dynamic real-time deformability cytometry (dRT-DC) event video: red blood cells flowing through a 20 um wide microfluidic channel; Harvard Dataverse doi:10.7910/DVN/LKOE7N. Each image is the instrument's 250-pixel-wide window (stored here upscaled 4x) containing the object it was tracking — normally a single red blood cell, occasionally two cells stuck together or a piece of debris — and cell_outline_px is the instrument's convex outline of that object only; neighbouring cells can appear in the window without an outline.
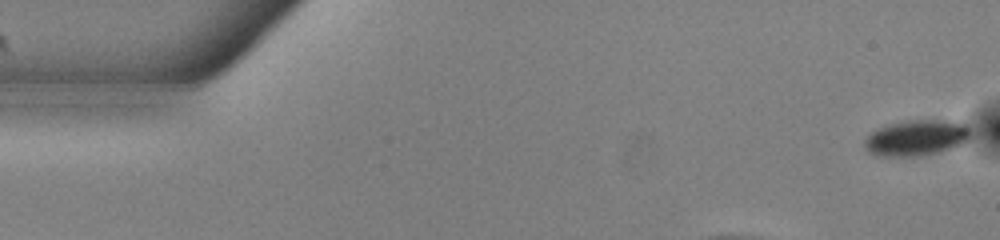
{"species": "common noctule bat (a hibernating species)", "species_latin": "Nyctalus noctula", "temperature_condition": "warm", "stored_images_in_passage": 32, "camera_frame_rate_fps": 3000, "um_per_image_px": 0.085, "animal": {"sex": "male", "body_mass_g": 13.0, "forearm_length_mm": 53.1}, "frame": {"image": 1, "passage_image": 1, "time_ms": 0.0, "image_size_px": [1000, 240], "cell_outline_px": [[972, 140], [964, 144], [936, 152], [920, 156], [876, 156], [868, 152], [864, 144], [864, 140], [872, 132], [888, 124], [908, 120], [964, 120], [968, 124], [972, 132]], "centroid_in_image_um": [78.0, 11.7], "position_along_channel_um": 7.0, "area_um2": 22.66}}
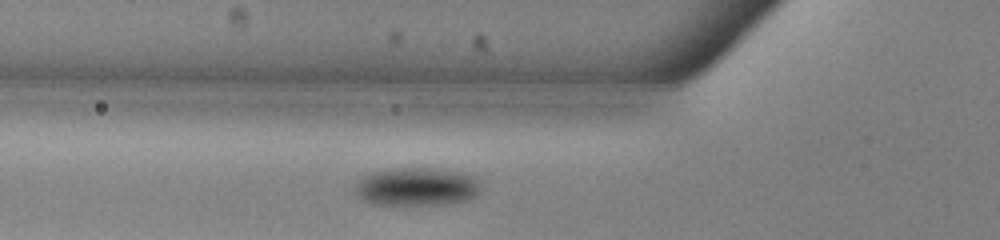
{"frame": {"image": 2, "passage_image": 19, "time_ms": 6.0, "image_size_px": [1000, 240], "cell_outline_px": [[480, 192], [472, 200], [448, 204], [368, 204], [360, 200], [356, 196], [352, 188], [356, 180], [360, 176], [368, 172], [384, 168], [448, 168], [476, 172], [480, 176]], "centroid_in_image_um": [35.46, 15.83], "position_along_channel_um": 90.3, "area_um2": 29.94}}
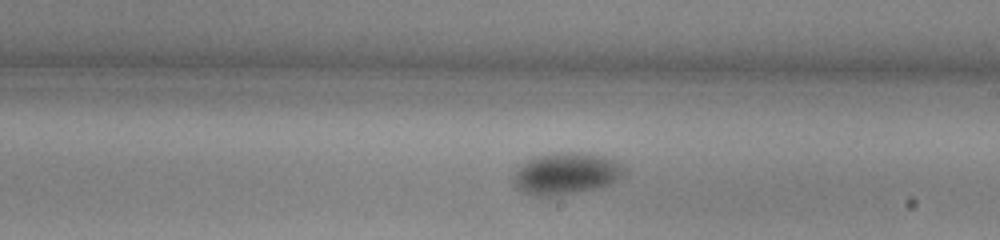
{"frame": {"image": 3, "passage_image": 31, "time_ms": 10.0, "image_size_px": [1000, 240], "cell_outline_px": [[628, 176], [604, 188], [544, 200], [528, 196], [520, 192], [512, 184], [512, 172], [516, 164], [532, 156], [552, 152], [584, 152], [608, 156], [620, 160], [628, 168]], "centroid_in_image_um": [48.13, 14.79], "position_along_channel_um": 240.9, "area_um2": 30.0}}